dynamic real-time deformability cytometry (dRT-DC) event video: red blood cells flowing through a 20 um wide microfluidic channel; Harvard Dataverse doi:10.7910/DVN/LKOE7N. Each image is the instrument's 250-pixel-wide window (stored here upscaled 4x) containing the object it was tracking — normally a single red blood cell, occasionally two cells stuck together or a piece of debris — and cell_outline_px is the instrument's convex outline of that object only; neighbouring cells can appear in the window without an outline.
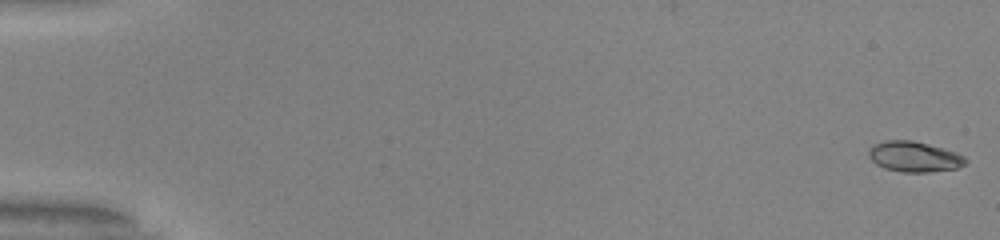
{"species": "common noctule bat (a hibernating species)", "species_latin": "Nyctalus noctula", "temperature_condition": "warm", "stored_images_in_passage": 53, "camera_frame_rate_fps": 3000, "um_per_image_px": 0.085, "animal": {"sex": "male", "body_mass_g": 20.0, "forearm_length_mm": 53.3}, "frame": {"image": 1, "passage_image": 1, "time_ms": 0.0, "image_size_px": [1000, 240], "cell_outline_px": [[968, 160], [964, 164], [956, 168], [928, 172], [904, 172], [884, 168], [876, 164], [868, 156], [868, 148], [872, 144], [884, 140], [912, 140], [928, 144], [956, 152], [964, 156]], "centroid_in_image_um": [77.66, 13.3], "position_along_channel_um": 7.3, "area_um2": 17.22}}
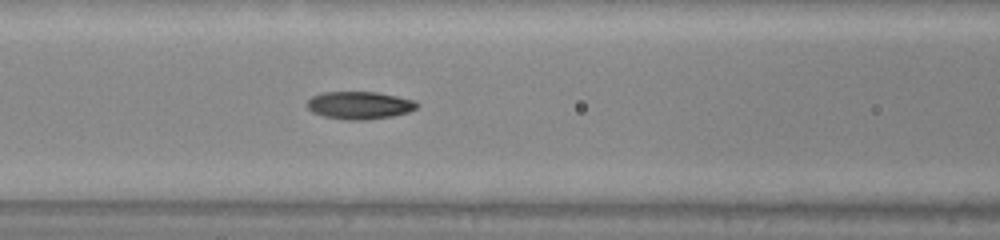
{"frame": {"image": 2, "passage_image": 24, "time_ms": 7.667, "image_size_px": [1000, 240], "cell_outline_px": [[420, 104], [416, 108], [408, 112], [392, 116], [368, 120], [348, 120], [324, 116], [312, 112], [308, 108], [308, 100], [312, 96], [324, 92], [376, 92], [416, 100]], "centroid_in_image_um": [30.58, 8.95], "position_along_channel_um": 136.0, "area_um2": 17.69}}
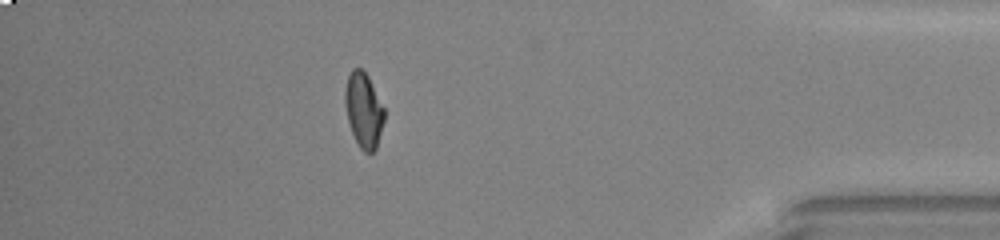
{"frame": {"image": 3, "passage_image": 47, "time_ms": 15.333, "image_size_px": [1000, 240], "cell_outline_px": [[384, 120], [376, 148], [372, 152], [364, 152], [360, 148], [352, 132], [348, 120], [344, 100], [344, 92], [348, 76], [352, 68], [360, 68], [368, 76], [384, 108]], "centroid_in_image_um": [30.9, 9.35], "position_along_channel_um": 404.3, "area_um2": 16.88}, "authors_computed_cell_mechanics": {"area_um2": 17.051, "velocity_mm_per_s": 4.0039, "shape_relaxation_time_tau1_ms": null, "shape_relaxation_time_tau2_ms": 1.3301, "deformation_change_tau1": null, "deformation_change_tau2": 0.0614}}